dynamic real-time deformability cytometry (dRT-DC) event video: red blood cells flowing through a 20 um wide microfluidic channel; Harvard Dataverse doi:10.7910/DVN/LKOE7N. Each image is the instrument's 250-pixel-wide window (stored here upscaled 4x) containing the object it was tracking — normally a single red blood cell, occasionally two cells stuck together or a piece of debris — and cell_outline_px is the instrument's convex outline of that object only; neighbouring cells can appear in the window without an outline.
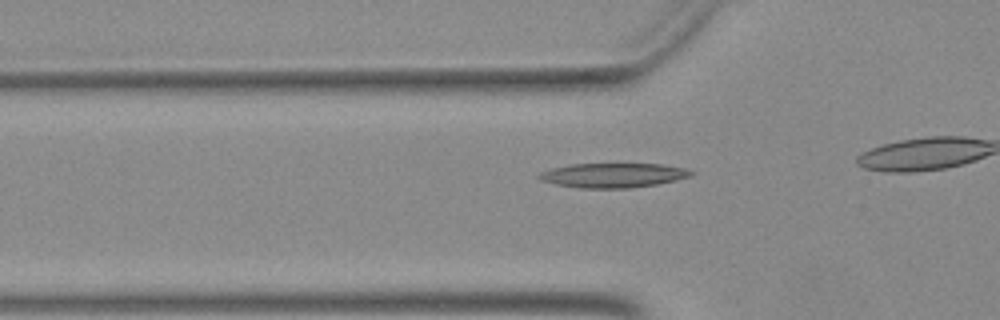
{"species": "Egyptian fruit bat (a non-hibernating species)", "species_latin": "Rousettus aegyptiacus", "temperature_condition": "warm", "stored_images_in_passage": 18, "camera_frame_rate_fps": 3000, "um_per_image_px": 0.085, "animal": {"sex": "female"}, "frame": {"image": 1, "passage_image": 13, "time_ms": 4.0, "image_size_px": [1000, 320], "cell_outline_px": [[696, 172], [692, 176], [676, 180], [656, 184], [628, 188], [580, 188], [556, 184], [540, 180], [536, 176], [540, 172], [552, 168], [568, 164], [664, 164], [684, 168]], "centroid_in_image_um": [52.11, 14.89], "position_along_channel_um": 73.7, "area_um2": 21.73}}
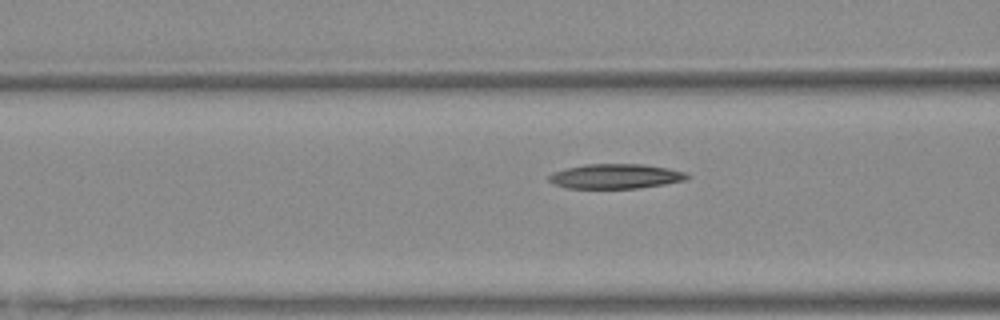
{"frame": {"image": 2, "passage_image": 16, "time_ms": 5.0, "image_size_px": [1000, 320], "cell_outline_px": [[692, 176], [684, 180], [664, 184], [636, 188], [568, 188], [556, 184], [548, 180], [548, 176], [552, 172], [584, 164], [644, 164], [668, 168], [684, 172]], "centroid_in_image_um": [52.33, 14.98], "position_along_channel_um": 114.3, "area_um2": 19.77}}